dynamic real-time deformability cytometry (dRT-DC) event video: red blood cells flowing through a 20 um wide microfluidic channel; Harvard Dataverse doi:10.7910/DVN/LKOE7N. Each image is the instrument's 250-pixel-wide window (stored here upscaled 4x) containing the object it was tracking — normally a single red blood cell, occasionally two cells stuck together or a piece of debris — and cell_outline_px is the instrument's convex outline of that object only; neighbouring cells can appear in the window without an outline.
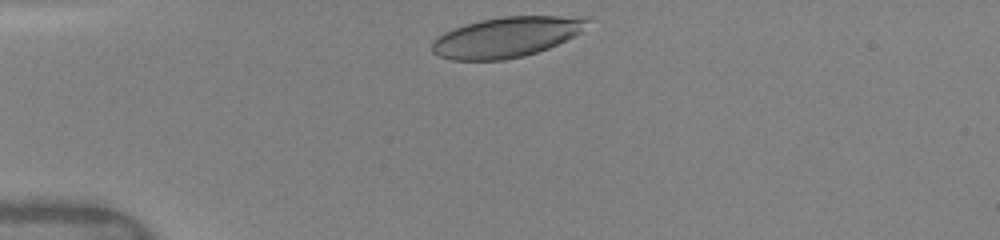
{"species": "human", "species_latin": "Homo sapiens", "temperature_condition": "warm", "stored_images_in_passage": 15, "camera_frame_rate_fps": 3000, "um_per_image_px": 0.085, "donor": {"sex": "female"}, "frame": {"image": 1, "passage_image": 1, "time_ms": 0.0, "image_size_px": [1000, 240], "cell_outline_px": [[592, 16], [580, 32], [548, 48], [524, 56], [504, 60], [448, 60], [432, 52], [432, 44], [444, 32], [480, 20], [504, 16]], "centroid_in_image_um": [43.06, 3.15], "position_along_channel_um": 41.9, "area_um2": 36.13}}
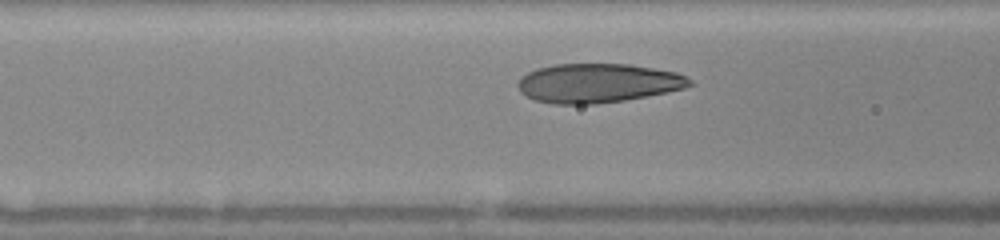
{"frame": {"image": 2, "passage_image": 8, "time_ms": 2.667, "image_size_px": [1000, 240], "cell_outline_px": [[696, 84], [684, 88], [668, 92], [648, 96], [624, 100], [596, 104], [552, 104], [536, 100], [520, 92], [516, 84], [520, 76], [536, 68], [556, 64], [628, 64], [676, 72], [692, 80]], "centroid_in_image_um": [50.81, 7.06], "position_along_channel_um": 115.8, "area_um2": 39.36}}
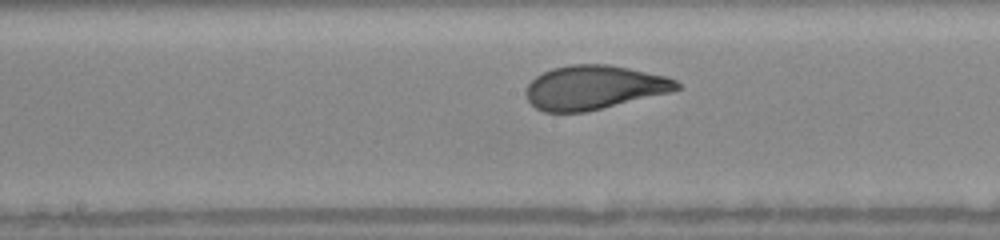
{"frame": {"image": 3, "passage_image": 14, "time_ms": 4.667, "image_size_px": [1000, 240], "cell_outline_px": [[680, 88], [668, 92], [584, 112], [544, 112], [536, 108], [528, 100], [524, 92], [528, 84], [536, 76], [552, 68], [572, 64], [608, 64], [628, 68], [664, 76], [676, 80], [680, 84]], "centroid_in_image_um": [50.43, 7.42], "position_along_channel_um": 197.8, "area_um2": 38.15}}